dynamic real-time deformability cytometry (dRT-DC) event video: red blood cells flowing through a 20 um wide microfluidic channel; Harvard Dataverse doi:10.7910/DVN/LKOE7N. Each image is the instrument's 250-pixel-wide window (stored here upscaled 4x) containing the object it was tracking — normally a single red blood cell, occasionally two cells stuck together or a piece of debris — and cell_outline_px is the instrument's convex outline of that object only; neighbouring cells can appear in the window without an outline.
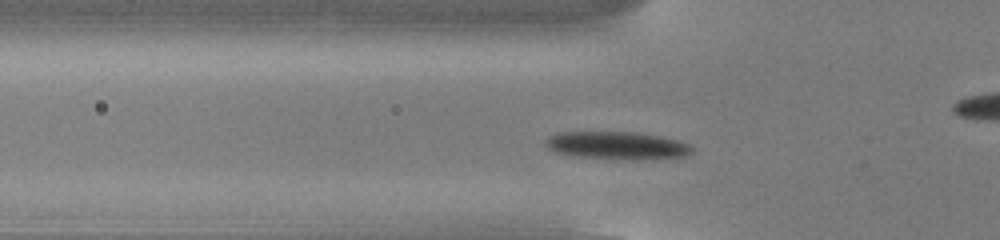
{"species": "common noctule bat (a hibernating species)", "species_latin": "Nyctalus noctula", "temperature_condition": "cold", "stored_images_in_passage": 49, "camera_frame_rate_fps": 3000, "um_per_image_px": 0.085, "animal": {"sex": "male", "body_mass_g": 13.0, "forearm_length_mm": 53.1}, "frame": {"image": 1, "passage_image": 12, "time_ms": 3.667, "image_size_px": [1000, 240], "cell_outline_px": [[692, 152], [688, 156], [640, 160], [572, 156], [556, 152], [548, 148], [544, 144], [544, 140], [548, 136], [556, 132], [636, 132], [660, 136], [676, 140], [688, 144], [692, 148]], "centroid_in_image_um": [52.41, 12.36], "position_along_channel_um": 73.4, "area_um2": 23.81}}
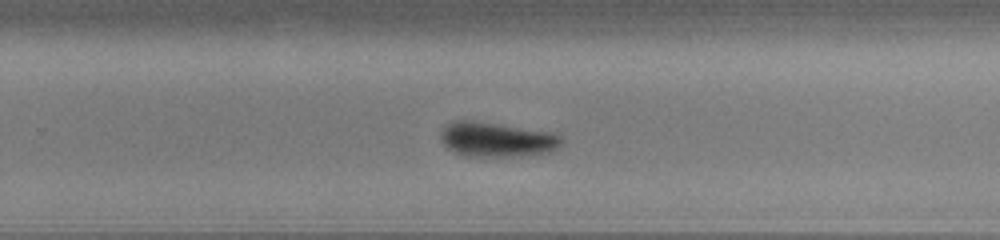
{"frame": {"image": 2, "passage_image": 29, "time_ms": 9.333, "image_size_px": [1000, 240], "cell_outline_px": [[564, 140], [552, 152], [524, 156], [464, 156], [452, 152], [440, 140], [440, 132], [452, 120], [472, 120], [552, 132], [560, 136]], "centroid_in_image_um": [42.21, 11.86], "position_along_channel_um": 287.6, "area_um2": 24.62}}
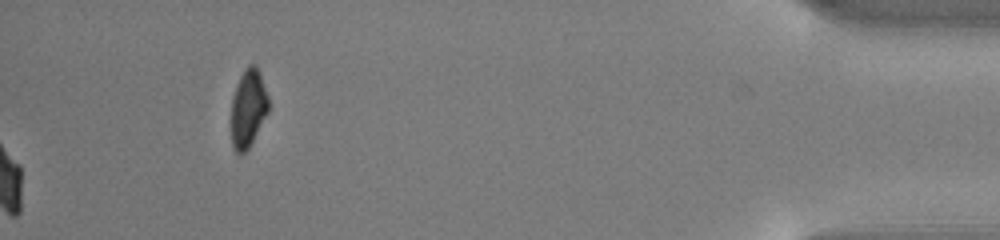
{"frame": {"image": 3, "passage_image": 49, "time_ms": 16.0, "image_size_px": [1000, 240], "cell_outline_px": [[268, 112], [252, 144], [240, 156], [236, 152], [232, 144], [232, 96], [236, 84], [244, 68], [248, 64], [256, 64], [260, 72], [268, 96]], "centroid_in_image_um": [21.1, 9.19], "position_along_channel_um": 414.1, "area_um2": 17.11}, "authors_computed_cell_mechanics": {"area_um2": 22.7732, "velocity_mm_per_s": 3.789, "shape_relaxation_time_tau1_ms": 1.4108, "shape_relaxation_time_tau2_ms": null, "deformation_change_tau1": 0.1344, "deformation_change_tau2": null}}